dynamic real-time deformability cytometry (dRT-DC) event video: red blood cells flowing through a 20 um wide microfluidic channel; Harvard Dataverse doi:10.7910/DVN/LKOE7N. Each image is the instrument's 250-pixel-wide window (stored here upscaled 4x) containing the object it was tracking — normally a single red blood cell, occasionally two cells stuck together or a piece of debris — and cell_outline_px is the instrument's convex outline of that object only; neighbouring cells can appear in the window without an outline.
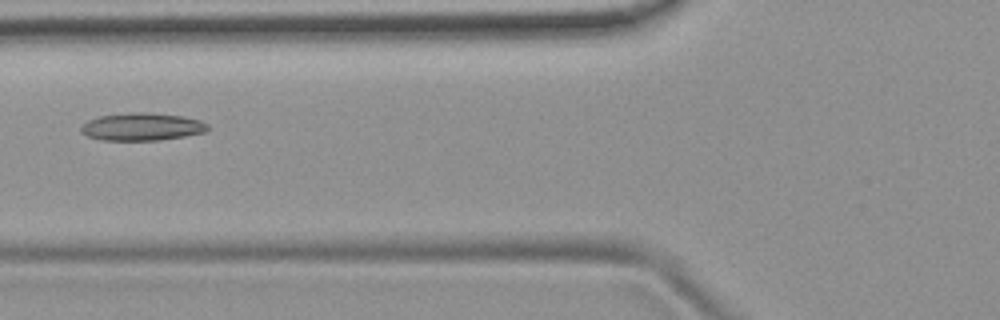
{"species": "common noctule bat (a hibernating species)", "species_latin": "Nyctalus noctula", "temperature_condition": "room temperature", "stored_images_in_passage": 7, "camera_frame_rate_fps": 3000, "um_per_image_px": 0.085, "animal": {"sex": "female", "body_mass_g": 19.9}, "frame": {"image": 1, "passage_image": 6, "time_ms": 6.0, "image_size_px": [1000, 320], "cell_outline_px": [[208, 132], [160, 140], [100, 140], [88, 136], [80, 132], [80, 128], [88, 120], [100, 116], [128, 112], [152, 112], [184, 116], [200, 120], [208, 124]], "centroid_in_image_um": [12.09, 10.76], "position_along_channel_um": 113.7, "area_um2": 20.63}}
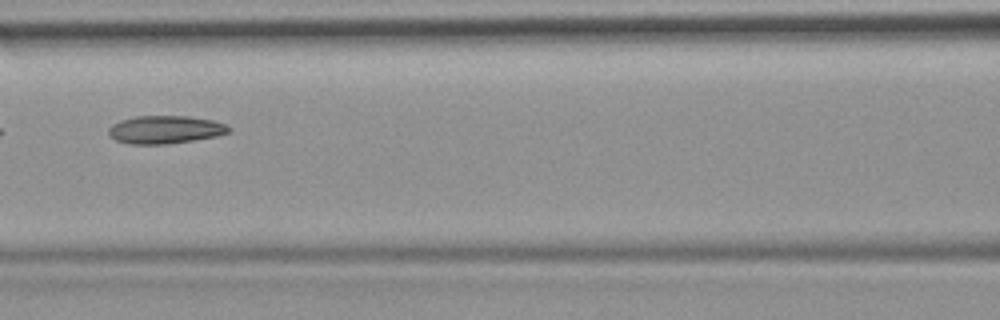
{"frame": {"image": 2, "passage_image": 7, "time_ms": 7.0, "image_size_px": [1000, 320], "cell_outline_px": [[232, 128], [228, 132], [216, 136], [168, 144], [128, 144], [116, 140], [108, 132], [108, 128], [112, 124], [120, 120], [136, 116], [188, 116], [212, 120], [224, 124]], "centroid_in_image_um": [14.01, 11.01], "position_along_channel_um": 152.6, "area_um2": 19.48}}